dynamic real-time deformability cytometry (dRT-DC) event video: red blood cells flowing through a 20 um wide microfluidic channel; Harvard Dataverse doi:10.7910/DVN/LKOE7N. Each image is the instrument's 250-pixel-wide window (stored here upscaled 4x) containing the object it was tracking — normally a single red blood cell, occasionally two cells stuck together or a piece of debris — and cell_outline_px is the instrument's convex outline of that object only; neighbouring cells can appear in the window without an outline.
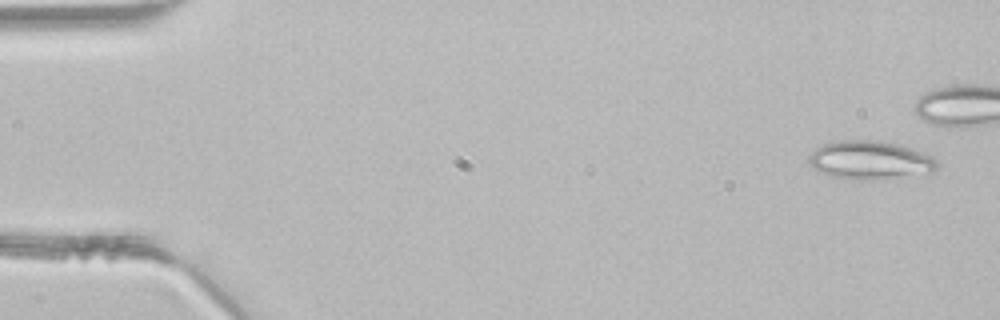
{"species": "common noctule bat (a hibernating species)", "species_latin": "Nyctalus noctula", "temperature_condition": "room temperature", "stored_images_in_passage": 36, "camera_frame_rate_fps": 3000, "um_per_image_px": 0.085, "animal": {"sex": "male", "body_mass_g": 21.5, "forearm_length_mm": 52.0}, "frame": {"image": 1, "passage_image": 2, "time_ms": 0.333, "image_size_px": [1000, 320], "cell_outline_px": [[936, 168], [928, 176], [872, 180], [860, 180], [832, 176], [816, 172], [812, 168], [808, 160], [808, 156], [820, 144], [836, 140], [880, 140], [900, 144], [924, 152], [932, 156], [936, 160]], "centroid_in_image_um": [73.99, 13.62], "position_along_channel_um": 11.0, "area_um2": 29.77}}
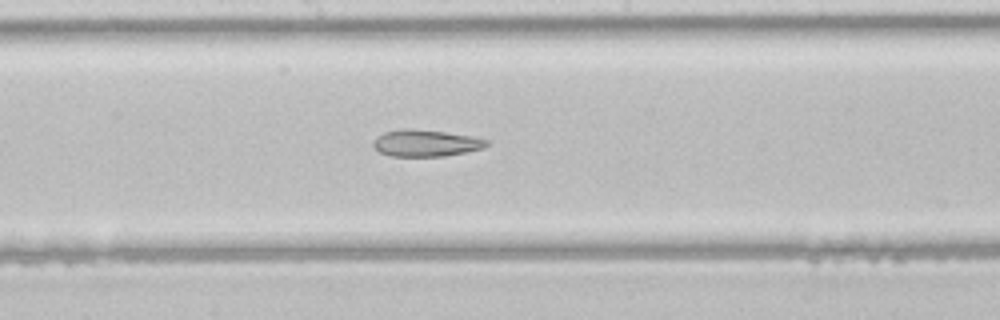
{"frame": {"image": 2, "passage_image": 24, "time_ms": 7.667, "image_size_px": [1000, 320], "cell_outline_px": [[488, 144], [484, 148], [444, 156], [392, 156], [380, 152], [372, 144], [372, 140], [376, 136], [384, 132], [404, 128], [412, 128], [444, 132], [472, 136], [488, 140]], "centroid_in_image_um": [36.16, 12.15], "position_along_channel_um": 212.0, "area_um2": 17.63}}
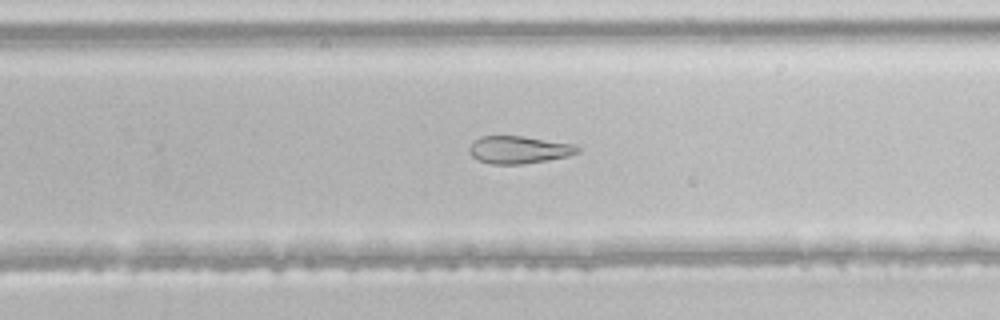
{"frame": {"image": 3, "passage_image": 29, "time_ms": 9.333, "image_size_px": [1000, 320], "cell_outline_px": [[580, 152], [568, 156], [520, 164], [492, 164], [480, 160], [472, 156], [468, 152], [468, 148], [480, 136], [524, 136], [576, 144], [580, 148]], "centroid_in_image_um": [44.13, 12.71], "position_along_channel_um": 285.7, "area_um2": 17.28}}